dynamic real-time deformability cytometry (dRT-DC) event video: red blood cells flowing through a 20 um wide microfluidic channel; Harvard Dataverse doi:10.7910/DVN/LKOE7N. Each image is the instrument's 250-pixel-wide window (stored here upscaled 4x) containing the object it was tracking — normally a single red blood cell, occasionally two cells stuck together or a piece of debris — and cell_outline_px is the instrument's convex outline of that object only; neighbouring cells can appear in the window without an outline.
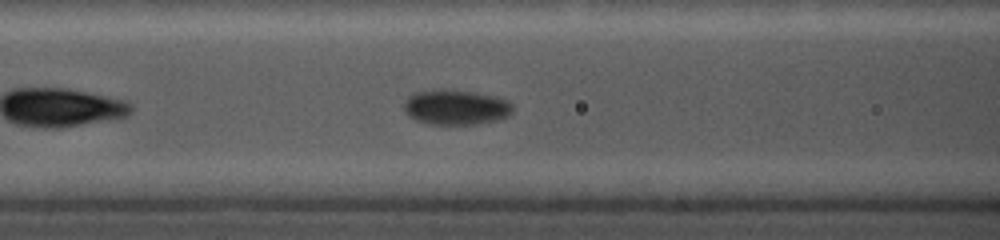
{"species": "common noctule bat (a hibernating species)", "species_latin": "Nyctalus noctula", "temperature_condition": "cold", "stored_images_in_passage": 43, "camera_frame_rate_fps": 5000, "um_per_image_px": 0.085, "animal": {"sex": "female", "body_mass_g": 19.0, "forearm_length_mm": 56.7}, "frame": {"image": 1, "passage_image": 16, "time_ms": 2.8, "image_size_px": [1000, 240], "cell_outline_px": [[512, 112], [508, 116], [496, 120], [476, 124], [428, 124], [416, 120], [408, 116], [404, 112], [404, 100], [412, 92], [440, 88], [444, 88], [472, 92], [492, 96], [508, 100], [512, 104]], "centroid_in_image_um": [38.68, 9.1], "position_along_channel_um": 127.9, "area_um2": 22.48}}
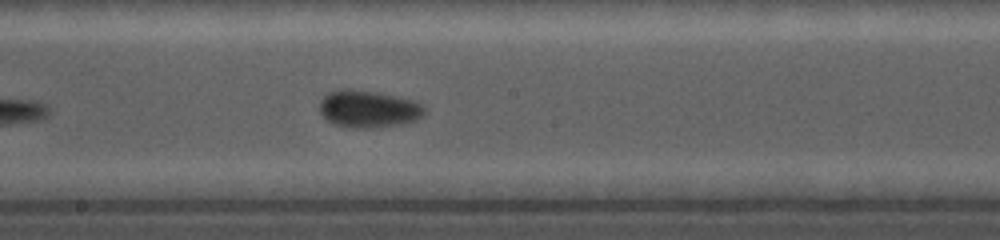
{"frame": {"image": 2, "passage_image": 28, "time_ms": 5.2, "image_size_px": [1000, 240], "cell_outline_px": [[424, 116], [416, 120], [400, 124], [372, 128], [352, 128], [336, 124], [328, 120], [320, 112], [320, 100], [328, 92], [340, 88], [352, 88], [376, 92], [412, 100], [424, 104]], "centroid_in_image_um": [31.31, 9.25], "position_along_channel_um": 216.9, "area_um2": 22.83}}
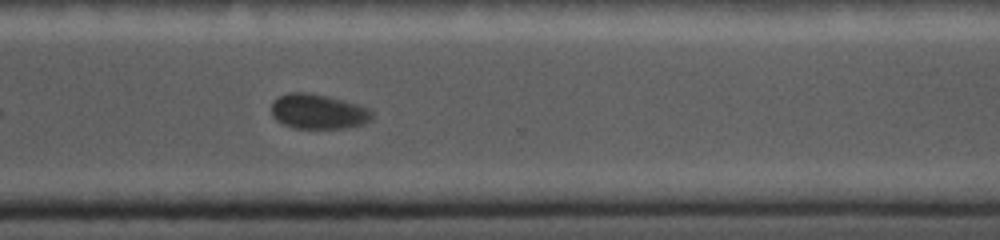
{"frame": {"image": 3, "passage_image": 41, "time_ms": 8.6, "image_size_px": [1000, 240], "cell_outline_px": [[372, 116], [364, 124], [348, 128], [292, 128], [276, 120], [272, 116], [272, 100], [276, 96], [288, 92], [308, 92], [344, 100], [372, 108]], "centroid_in_image_um": [27.03, 9.47], "position_along_channel_um": 343.6, "area_um2": 20.75}}